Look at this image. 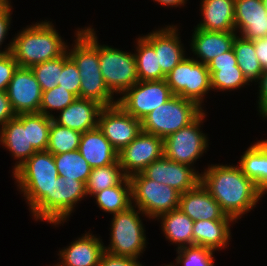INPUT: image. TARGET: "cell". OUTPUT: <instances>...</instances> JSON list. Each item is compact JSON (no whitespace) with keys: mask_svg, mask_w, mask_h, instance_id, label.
I'll return each instance as SVG.
<instances>
[{"mask_svg":"<svg viewBox=\"0 0 267 266\" xmlns=\"http://www.w3.org/2000/svg\"><path fill=\"white\" fill-rule=\"evenodd\" d=\"M201 183L235 222L250 212L264 194L237 165H208L201 172Z\"/></svg>","mask_w":267,"mask_h":266,"instance_id":"1","label":"cell"},{"mask_svg":"<svg viewBox=\"0 0 267 266\" xmlns=\"http://www.w3.org/2000/svg\"><path fill=\"white\" fill-rule=\"evenodd\" d=\"M91 26L76 31L73 49L67 46L68 56L74 61L81 76L80 98L98 102L103 107L117 104L108 89L99 66V43Z\"/></svg>","mask_w":267,"mask_h":266,"instance_id":"2","label":"cell"},{"mask_svg":"<svg viewBox=\"0 0 267 266\" xmlns=\"http://www.w3.org/2000/svg\"><path fill=\"white\" fill-rule=\"evenodd\" d=\"M12 173L34 219L47 222V195H52L53 184L59 178L54 155L47 150L37 151Z\"/></svg>","mask_w":267,"mask_h":266,"instance_id":"3","label":"cell"},{"mask_svg":"<svg viewBox=\"0 0 267 266\" xmlns=\"http://www.w3.org/2000/svg\"><path fill=\"white\" fill-rule=\"evenodd\" d=\"M59 35L52 22H36L12 38L11 53L19 67L25 68L59 58L68 46Z\"/></svg>","mask_w":267,"mask_h":266,"instance_id":"4","label":"cell"},{"mask_svg":"<svg viewBox=\"0 0 267 266\" xmlns=\"http://www.w3.org/2000/svg\"><path fill=\"white\" fill-rule=\"evenodd\" d=\"M204 110L194 101L173 95L142 120V131L166 138L192 123Z\"/></svg>","mask_w":267,"mask_h":266,"instance_id":"5","label":"cell"},{"mask_svg":"<svg viewBox=\"0 0 267 266\" xmlns=\"http://www.w3.org/2000/svg\"><path fill=\"white\" fill-rule=\"evenodd\" d=\"M140 213L144 215L132 205L127 210L113 215L110 244L107 247L104 245V251L117 256L140 258L147 241Z\"/></svg>","mask_w":267,"mask_h":266,"instance_id":"6","label":"cell"},{"mask_svg":"<svg viewBox=\"0 0 267 266\" xmlns=\"http://www.w3.org/2000/svg\"><path fill=\"white\" fill-rule=\"evenodd\" d=\"M132 204L149 219L178 209L180 193L174 188L146 178L141 172L129 177Z\"/></svg>","mask_w":267,"mask_h":266,"instance_id":"7","label":"cell"},{"mask_svg":"<svg viewBox=\"0 0 267 266\" xmlns=\"http://www.w3.org/2000/svg\"><path fill=\"white\" fill-rule=\"evenodd\" d=\"M165 80L173 95L192 100L201 108L203 96L212 90L207 65L193 57H185L166 75Z\"/></svg>","mask_w":267,"mask_h":266,"instance_id":"8","label":"cell"},{"mask_svg":"<svg viewBox=\"0 0 267 266\" xmlns=\"http://www.w3.org/2000/svg\"><path fill=\"white\" fill-rule=\"evenodd\" d=\"M99 66L108 89L123 94L139 81L135 55L108 45H99Z\"/></svg>","mask_w":267,"mask_h":266,"instance_id":"9","label":"cell"},{"mask_svg":"<svg viewBox=\"0 0 267 266\" xmlns=\"http://www.w3.org/2000/svg\"><path fill=\"white\" fill-rule=\"evenodd\" d=\"M205 111L192 123L163 139L164 157L171 161L193 166L208 147V137L200 131Z\"/></svg>","mask_w":267,"mask_h":266,"instance_id":"10","label":"cell"},{"mask_svg":"<svg viewBox=\"0 0 267 266\" xmlns=\"http://www.w3.org/2000/svg\"><path fill=\"white\" fill-rule=\"evenodd\" d=\"M121 96L117 99V103L134 118L142 120L173 94L166 80L162 79L138 81Z\"/></svg>","mask_w":267,"mask_h":266,"instance_id":"11","label":"cell"},{"mask_svg":"<svg viewBox=\"0 0 267 266\" xmlns=\"http://www.w3.org/2000/svg\"><path fill=\"white\" fill-rule=\"evenodd\" d=\"M98 128L117 152L126 147L142 131L141 120L127 113L118 103L103 107L99 114Z\"/></svg>","mask_w":267,"mask_h":266,"instance_id":"12","label":"cell"},{"mask_svg":"<svg viewBox=\"0 0 267 266\" xmlns=\"http://www.w3.org/2000/svg\"><path fill=\"white\" fill-rule=\"evenodd\" d=\"M164 156L163 138L143 131L118 152V161L127 177L142 172Z\"/></svg>","mask_w":267,"mask_h":266,"instance_id":"13","label":"cell"},{"mask_svg":"<svg viewBox=\"0 0 267 266\" xmlns=\"http://www.w3.org/2000/svg\"><path fill=\"white\" fill-rule=\"evenodd\" d=\"M86 185L79 180L59 177L47 195V222L59 225L68 220L76 204L86 197Z\"/></svg>","mask_w":267,"mask_h":266,"instance_id":"14","label":"cell"},{"mask_svg":"<svg viewBox=\"0 0 267 266\" xmlns=\"http://www.w3.org/2000/svg\"><path fill=\"white\" fill-rule=\"evenodd\" d=\"M6 92L16 115L39 113L42 90L31 68L18 67Z\"/></svg>","mask_w":267,"mask_h":266,"instance_id":"15","label":"cell"},{"mask_svg":"<svg viewBox=\"0 0 267 266\" xmlns=\"http://www.w3.org/2000/svg\"><path fill=\"white\" fill-rule=\"evenodd\" d=\"M198 172L193 167L171 161L163 156L153 161L141 173L146 178L168 185L182 194L201 183V174Z\"/></svg>","mask_w":267,"mask_h":266,"instance_id":"16","label":"cell"},{"mask_svg":"<svg viewBox=\"0 0 267 266\" xmlns=\"http://www.w3.org/2000/svg\"><path fill=\"white\" fill-rule=\"evenodd\" d=\"M235 32L247 40L267 37V10L262 0H235Z\"/></svg>","mask_w":267,"mask_h":266,"instance_id":"17","label":"cell"},{"mask_svg":"<svg viewBox=\"0 0 267 266\" xmlns=\"http://www.w3.org/2000/svg\"><path fill=\"white\" fill-rule=\"evenodd\" d=\"M175 25L166 26L142 36L158 54L162 72L167 75L185 58V51Z\"/></svg>","mask_w":267,"mask_h":266,"instance_id":"18","label":"cell"},{"mask_svg":"<svg viewBox=\"0 0 267 266\" xmlns=\"http://www.w3.org/2000/svg\"><path fill=\"white\" fill-rule=\"evenodd\" d=\"M178 208L193 221L234 220L221 210L219 203L211 196L202 183L196 188L180 194Z\"/></svg>","mask_w":267,"mask_h":266,"instance_id":"19","label":"cell"},{"mask_svg":"<svg viewBox=\"0 0 267 266\" xmlns=\"http://www.w3.org/2000/svg\"><path fill=\"white\" fill-rule=\"evenodd\" d=\"M0 144L17 159L13 172L37 152L29 142L28 114L16 115L0 128Z\"/></svg>","mask_w":267,"mask_h":266,"instance_id":"20","label":"cell"},{"mask_svg":"<svg viewBox=\"0 0 267 266\" xmlns=\"http://www.w3.org/2000/svg\"><path fill=\"white\" fill-rule=\"evenodd\" d=\"M211 87L215 90H237L249 85L242 70L238 67L233 48L219 56H216L207 64Z\"/></svg>","mask_w":267,"mask_h":266,"instance_id":"21","label":"cell"},{"mask_svg":"<svg viewBox=\"0 0 267 266\" xmlns=\"http://www.w3.org/2000/svg\"><path fill=\"white\" fill-rule=\"evenodd\" d=\"M103 106L96 101L76 98L70 105L60 111V115L53 116L54 122L61 126L84 133L98 127L99 114Z\"/></svg>","mask_w":267,"mask_h":266,"instance_id":"22","label":"cell"},{"mask_svg":"<svg viewBox=\"0 0 267 266\" xmlns=\"http://www.w3.org/2000/svg\"><path fill=\"white\" fill-rule=\"evenodd\" d=\"M103 244L100 238L88 232L60 250L61 263L54 266H98L104 252Z\"/></svg>","mask_w":267,"mask_h":266,"instance_id":"23","label":"cell"},{"mask_svg":"<svg viewBox=\"0 0 267 266\" xmlns=\"http://www.w3.org/2000/svg\"><path fill=\"white\" fill-rule=\"evenodd\" d=\"M190 46L192 53L200 59L197 61L207 65L216 56L233 48L236 32L205 31L194 28ZM201 60V61H200Z\"/></svg>","mask_w":267,"mask_h":266,"instance_id":"24","label":"cell"},{"mask_svg":"<svg viewBox=\"0 0 267 266\" xmlns=\"http://www.w3.org/2000/svg\"><path fill=\"white\" fill-rule=\"evenodd\" d=\"M78 151L92 169L118 161L117 150L98 127L82 133Z\"/></svg>","mask_w":267,"mask_h":266,"instance_id":"25","label":"cell"},{"mask_svg":"<svg viewBox=\"0 0 267 266\" xmlns=\"http://www.w3.org/2000/svg\"><path fill=\"white\" fill-rule=\"evenodd\" d=\"M202 21L195 28L235 32V0H201Z\"/></svg>","mask_w":267,"mask_h":266,"instance_id":"26","label":"cell"},{"mask_svg":"<svg viewBox=\"0 0 267 266\" xmlns=\"http://www.w3.org/2000/svg\"><path fill=\"white\" fill-rule=\"evenodd\" d=\"M235 220H198L193 225V245L213 251L226 248L230 242V226ZM231 223V224H230Z\"/></svg>","mask_w":267,"mask_h":266,"instance_id":"27","label":"cell"},{"mask_svg":"<svg viewBox=\"0 0 267 266\" xmlns=\"http://www.w3.org/2000/svg\"><path fill=\"white\" fill-rule=\"evenodd\" d=\"M239 160L242 172L252 180L257 188L267 193V139L252 144Z\"/></svg>","mask_w":267,"mask_h":266,"instance_id":"28","label":"cell"},{"mask_svg":"<svg viewBox=\"0 0 267 266\" xmlns=\"http://www.w3.org/2000/svg\"><path fill=\"white\" fill-rule=\"evenodd\" d=\"M161 219V226L166 239L178 244V250L193 246L194 221L179 208L166 212L157 217Z\"/></svg>","mask_w":267,"mask_h":266,"instance_id":"29","label":"cell"},{"mask_svg":"<svg viewBox=\"0 0 267 266\" xmlns=\"http://www.w3.org/2000/svg\"><path fill=\"white\" fill-rule=\"evenodd\" d=\"M98 207L105 212L117 214L132 206L131 182L126 177L119 185L104 189L93 195Z\"/></svg>","mask_w":267,"mask_h":266,"instance_id":"30","label":"cell"},{"mask_svg":"<svg viewBox=\"0 0 267 266\" xmlns=\"http://www.w3.org/2000/svg\"><path fill=\"white\" fill-rule=\"evenodd\" d=\"M136 51L134 55L139 81L166 79L159 64L158 54L143 37H138Z\"/></svg>","mask_w":267,"mask_h":266,"instance_id":"31","label":"cell"},{"mask_svg":"<svg viewBox=\"0 0 267 266\" xmlns=\"http://www.w3.org/2000/svg\"><path fill=\"white\" fill-rule=\"evenodd\" d=\"M233 50L238 67L247 81L249 83L258 81L264 70L256 56L253 40H247L237 35L233 42Z\"/></svg>","mask_w":267,"mask_h":266,"instance_id":"32","label":"cell"},{"mask_svg":"<svg viewBox=\"0 0 267 266\" xmlns=\"http://www.w3.org/2000/svg\"><path fill=\"white\" fill-rule=\"evenodd\" d=\"M54 161L59 177L87 183L92 167L78 150L54 155Z\"/></svg>","mask_w":267,"mask_h":266,"instance_id":"33","label":"cell"},{"mask_svg":"<svg viewBox=\"0 0 267 266\" xmlns=\"http://www.w3.org/2000/svg\"><path fill=\"white\" fill-rule=\"evenodd\" d=\"M127 176L124 174L119 161L114 164L91 170L86 185V194L93 196L104 189L119 185Z\"/></svg>","mask_w":267,"mask_h":266,"instance_id":"34","label":"cell"},{"mask_svg":"<svg viewBox=\"0 0 267 266\" xmlns=\"http://www.w3.org/2000/svg\"><path fill=\"white\" fill-rule=\"evenodd\" d=\"M82 133L59 125L52 120L47 151L53 155L78 150Z\"/></svg>","mask_w":267,"mask_h":266,"instance_id":"35","label":"cell"},{"mask_svg":"<svg viewBox=\"0 0 267 266\" xmlns=\"http://www.w3.org/2000/svg\"><path fill=\"white\" fill-rule=\"evenodd\" d=\"M52 120L41 113L28 114L29 142L36 151L47 150Z\"/></svg>","mask_w":267,"mask_h":266,"instance_id":"36","label":"cell"},{"mask_svg":"<svg viewBox=\"0 0 267 266\" xmlns=\"http://www.w3.org/2000/svg\"><path fill=\"white\" fill-rule=\"evenodd\" d=\"M63 68V55L59 58L42 62L31 67L41 90H51L58 85Z\"/></svg>","mask_w":267,"mask_h":266,"instance_id":"37","label":"cell"},{"mask_svg":"<svg viewBox=\"0 0 267 266\" xmlns=\"http://www.w3.org/2000/svg\"><path fill=\"white\" fill-rule=\"evenodd\" d=\"M76 98L77 97L73 93L61 88L59 85L51 90L42 91V100L39 113L52 118L54 116L51 113L52 111H62Z\"/></svg>","mask_w":267,"mask_h":266,"instance_id":"38","label":"cell"},{"mask_svg":"<svg viewBox=\"0 0 267 266\" xmlns=\"http://www.w3.org/2000/svg\"><path fill=\"white\" fill-rule=\"evenodd\" d=\"M178 256L176 257V265L182 264L183 266H214V253L215 251L202 247V246H188L181 249H176Z\"/></svg>","mask_w":267,"mask_h":266,"instance_id":"39","label":"cell"},{"mask_svg":"<svg viewBox=\"0 0 267 266\" xmlns=\"http://www.w3.org/2000/svg\"><path fill=\"white\" fill-rule=\"evenodd\" d=\"M58 85L80 98L81 76L76 64L68 56L67 51L63 54V68Z\"/></svg>","mask_w":267,"mask_h":266,"instance_id":"40","label":"cell"},{"mask_svg":"<svg viewBox=\"0 0 267 266\" xmlns=\"http://www.w3.org/2000/svg\"><path fill=\"white\" fill-rule=\"evenodd\" d=\"M10 0H0V47L2 46L11 24L12 6ZM4 51L0 49V56L11 52L12 40Z\"/></svg>","mask_w":267,"mask_h":266,"instance_id":"41","label":"cell"},{"mask_svg":"<svg viewBox=\"0 0 267 266\" xmlns=\"http://www.w3.org/2000/svg\"><path fill=\"white\" fill-rule=\"evenodd\" d=\"M18 67L19 65L11 52L0 56V92L7 90L8 84Z\"/></svg>","mask_w":267,"mask_h":266,"instance_id":"42","label":"cell"},{"mask_svg":"<svg viewBox=\"0 0 267 266\" xmlns=\"http://www.w3.org/2000/svg\"><path fill=\"white\" fill-rule=\"evenodd\" d=\"M98 266H142L136 258L117 256L103 252Z\"/></svg>","mask_w":267,"mask_h":266,"instance_id":"43","label":"cell"},{"mask_svg":"<svg viewBox=\"0 0 267 266\" xmlns=\"http://www.w3.org/2000/svg\"><path fill=\"white\" fill-rule=\"evenodd\" d=\"M259 95L257 98L258 99V110L260 115H262L263 118L267 119V71H264L259 80Z\"/></svg>","mask_w":267,"mask_h":266,"instance_id":"44","label":"cell"},{"mask_svg":"<svg viewBox=\"0 0 267 266\" xmlns=\"http://www.w3.org/2000/svg\"><path fill=\"white\" fill-rule=\"evenodd\" d=\"M16 117L6 91L0 92V125L1 127L9 120Z\"/></svg>","mask_w":267,"mask_h":266,"instance_id":"45","label":"cell"},{"mask_svg":"<svg viewBox=\"0 0 267 266\" xmlns=\"http://www.w3.org/2000/svg\"><path fill=\"white\" fill-rule=\"evenodd\" d=\"M253 42L260 65L264 71H267V37L255 39Z\"/></svg>","mask_w":267,"mask_h":266,"instance_id":"46","label":"cell"},{"mask_svg":"<svg viewBox=\"0 0 267 266\" xmlns=\"http://www.w3.org/2000/svg\"><path fill=\"white\" fill-rule=\"evenodd\" d=\"M154 1L160 3V5L163 6L179 7L186 4L187 0H154Z\"/></svg>","mask_w":267,"mask_h":266,"instance_id":"47","label":"cell"},{"mask_svg":"<svg viewBox=\"0 0 267 266\" xmlns=\"http://www.w3.org/2000/svg\"><path fill=\"white\" fill-rule=\"evenodd\" d=\"M263 1V4H264V7L266 8L267 10V0H262Z\"/></svg>","mask_w":267,"mask_h":266,"instance_id":"48","label":"cell"}]
</instances>
